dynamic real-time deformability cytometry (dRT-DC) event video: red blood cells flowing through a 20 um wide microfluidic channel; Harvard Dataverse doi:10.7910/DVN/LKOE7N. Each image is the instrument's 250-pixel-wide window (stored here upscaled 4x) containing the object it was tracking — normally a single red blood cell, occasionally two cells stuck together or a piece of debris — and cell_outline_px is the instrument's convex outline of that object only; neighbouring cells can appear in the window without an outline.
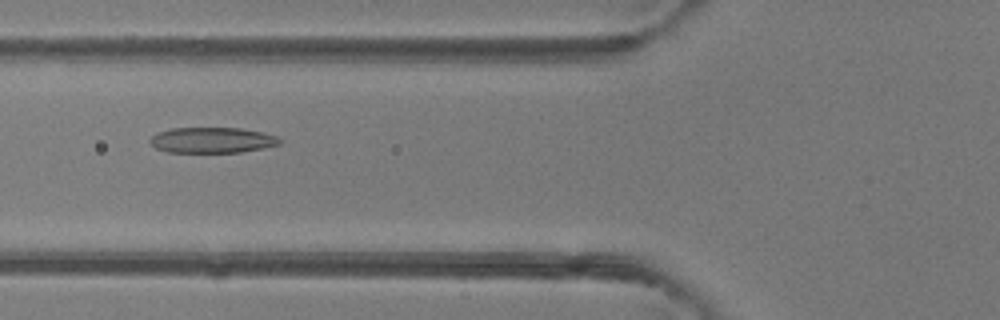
{"species": "common noctule bat (a hibernating species)", "species_latin": "Nyctalus noctula", "temperature_condition": "room temperature", "stored_images_in_passage": 49, "camera_frame_rate_fps": 3000, "um_per_image_px": 0.085, "animal": {"sex": "female"}, "frame": {"image": 1, "passage_image": 19, "time_ms": 6.0, "image_size_px": [1000, 320], "cell_outline_px": [[280, 144], [240, 152], [168, 152], [156, 148], [148, 140], [152, 136], [160, 132], [172, 128], [240, 128], [260, 132], [276, 136], [280, 140]], "centroid_in_image_um": [18.0, 11.91], "position_along_channel_um": 107.8, "area_um2": 19.02}}
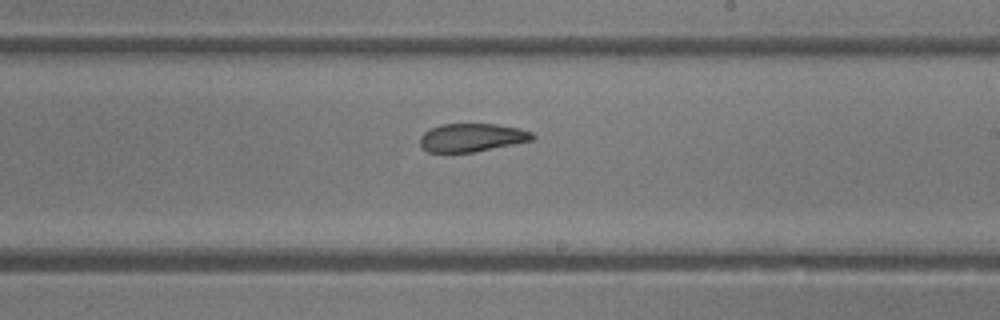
{"frame": {"image": 2, "passage_image": 29, "time_ms": 9.333, "image_size_px": [1000, 320], "cell_outline_px": [[536, 136], [532, 140], [476, 152], [428, 152], [420, 144], [420, 136], [424, 132], [440, 124], [496, 124], [520, 128], [532, 132]], "centroid_in_image_um": [40.12, 11.69], "position_along_channel_um": 248.9, "area_um2": 18.5}}
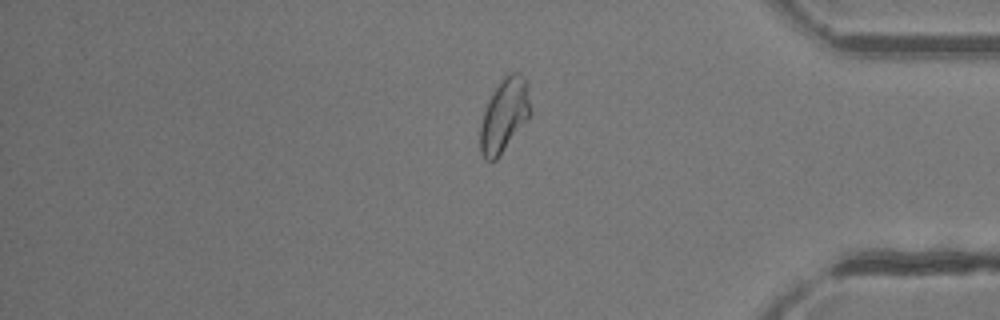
{"frame": {"image": 3, "passage_image": 41, "time_ms": 13.333, "image_size_px": [1000, 320], "cell_outline_px": [[532, 112], [496, 160], [492, 164], [484, 160], [480, 152], [480, 124], [488, 100], [492, 92], [500, 80], [504, 76], [512, 72], [520, 72], [524, 76]], "centroid_in_image_um": [42.83, 9.81], "position_along_channel_um": 392.4, "area_um2": 21.44}, "authors_computed_cell_mechanics": {"area_um2": 21.7328, "velocity_mm_per_s": 4.2283, "shape_relaxation_time_tau1_ms": null, "shape_relaxation_time_tau2_ms": 1.5531, "deformation_change_tau1": null, "deformation_change_tau2": 0.0754}}